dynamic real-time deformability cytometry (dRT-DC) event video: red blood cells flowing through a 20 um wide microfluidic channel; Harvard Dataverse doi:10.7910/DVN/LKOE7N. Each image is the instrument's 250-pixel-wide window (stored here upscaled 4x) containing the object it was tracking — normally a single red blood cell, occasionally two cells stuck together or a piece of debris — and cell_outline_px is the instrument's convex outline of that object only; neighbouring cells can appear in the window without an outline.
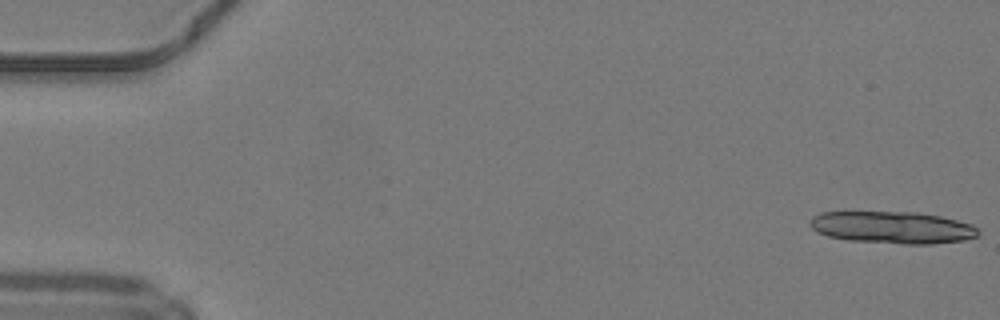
{"species": "common noctule bat (a hibernating species)", "species_latin": "Nyctalus noctula", "temperature_condition": "warm", "stored_images_in_passage": 14, "camera_frame_rate_fps": 3000, "um_per_image_px": 0.085, "animal": {"sex": "male", "body_mass_g": 19.2, "forearm_length_mm": 51.8}, "frame": {"image": 1, "passage_image": 1, "time_ms": 0.0, "image_size_px": [1000, 320], "cell_outline_px": [[980, 232], [976, 236], [964, 240], [932, 244], [904, 244], [848, 240], [828, 236], [816, 232], [808, 224], [812, 216], [820, 212], [916, 212], [940, 216], [972, 224]], "centroid_in_image_um": [75.82, 19.33], "position_along_channel_um": 9.2, "area_um2": 31.56}}